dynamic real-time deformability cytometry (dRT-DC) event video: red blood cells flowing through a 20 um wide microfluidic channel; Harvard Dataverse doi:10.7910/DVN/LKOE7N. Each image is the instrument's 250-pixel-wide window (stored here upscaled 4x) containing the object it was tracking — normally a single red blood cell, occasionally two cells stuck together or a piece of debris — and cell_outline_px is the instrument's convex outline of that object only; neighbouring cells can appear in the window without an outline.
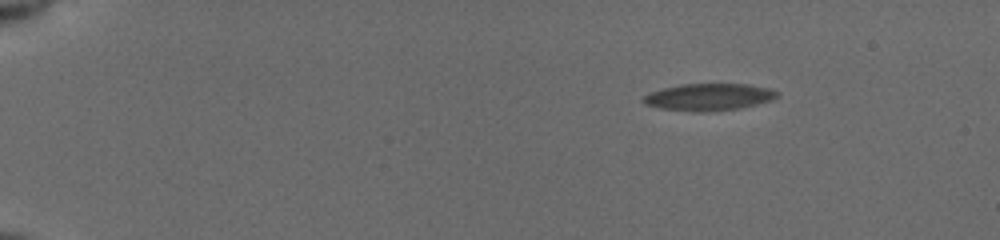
{"species": "common noctule bat (a hibernating species)", "species_latin": "Nyctalus noctula", "temperature_condition": "cold", "stored_images_in_passage": 27, "camera_frame_rate_fps": 3000, "um_per_image_px": 0.085, "animal": {"sex": "female", "body_mass_g": 19.5, "forearm_length_mm": 54.1}, "frame": {"image": 1, "passage_image": 1, "time_ms": 0.0, "image_size_px": [1000, 240], "cell_outline_px": [[780, 92], [776, 96], [768, 100], [736, 108], [660, 108], [644, 104], [640, 100], [644, 96], [652, 92], [664, 88], [680, 84], [748, 84], [768, 88]], "centroid_in_image_um": [60.22, 8.17], "position_along_channel_um": 24.8, "area_um2": 19.42}}
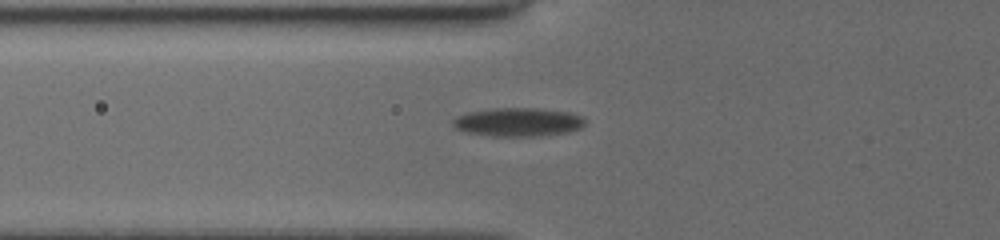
{"frame": {"image": 2, "passage_image": 19, "time_ms": 4.667, "image_size_px": [1000, 240], "cell_outline_px": [[584, 124], [580, 128], [568, 132], [540, 136], [492, 136], [468, 132], [456, 128], [452, 124], [452, 120], [460, 116], [472, 112], [496, 108], [532, 108], [568, 112], [580, 116], [584, 120]], "centroid_in_image_um": [44.06, 10.39], "position_along_channel_um": 81.7, "area_um2": 21.56}}
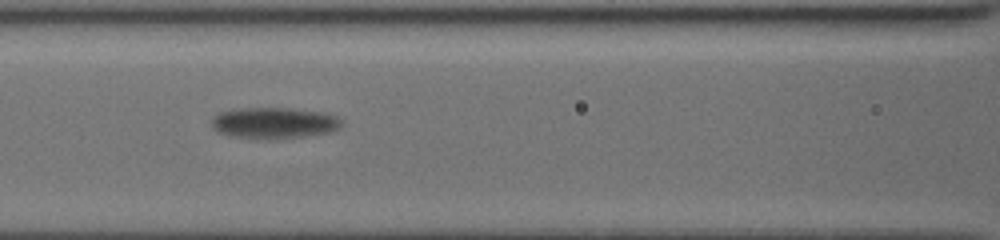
{"frame": {"image": 3, "passage_image": 26, "time_ms": 6.333, "image_size_px": [1000, 240], "cell_outline_px": [[340, 124], [336, 128], [328, 132], [304, 136], [268, 140], [256, 140], [232, 136], [220, 132], [212, 128], [212, 120], [220, 112], [240, 108], [292, 108], [324, 112], [336, 116], [340, 120]], "centroid_in_image_um": [23.26, 10.46], "position_along_channel_um": 143.3, "area_um2": 23.58}}